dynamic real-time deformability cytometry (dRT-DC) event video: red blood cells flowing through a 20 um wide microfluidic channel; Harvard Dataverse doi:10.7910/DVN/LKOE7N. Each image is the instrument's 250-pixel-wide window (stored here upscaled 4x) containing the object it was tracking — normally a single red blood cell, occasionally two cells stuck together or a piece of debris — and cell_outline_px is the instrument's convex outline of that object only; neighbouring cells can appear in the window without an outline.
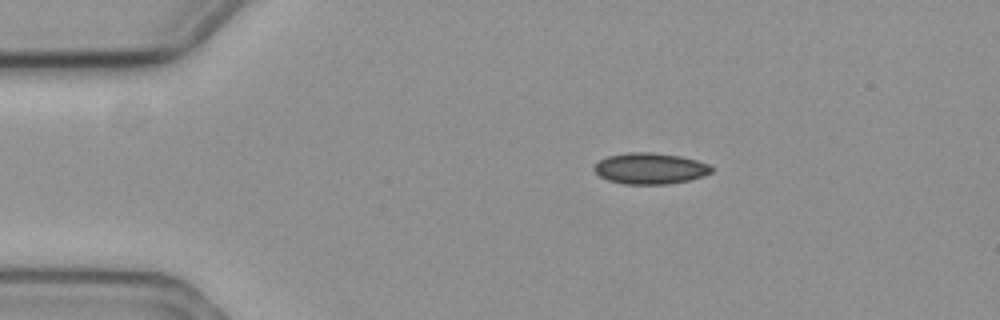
{"species": "common noctule bat (a hibernating species)", "species_latin": "Nyctalus noctula", "temperature_condition": "cold", "stored_images_in_passage": 48, "camera_frame_rate_fps": 3000, "um_per_image_px": 0.085, "animal": {"sex": "female", "body_mass_g": 19.3, "forearm_length_mm": 54.1}, "frame": {"image": 1, "passage_image": 1, "time_ms": 0.0, "image_size_px": [1000, 320], "cell_outline_px": [[712, 172], [704, 176], [688, 180], [668, 184], [624, 184], [608, 180], [600, 176], [592, 168], [600, 160], [608, 156], [632, 152], [648, 152], [680, 156], [696, 160], [708, 164], [712, 168]], "centroid_in_image_um": [55.26, 14.32], "position_along_channel_um": 29.7, "area_um2": 21.1}}
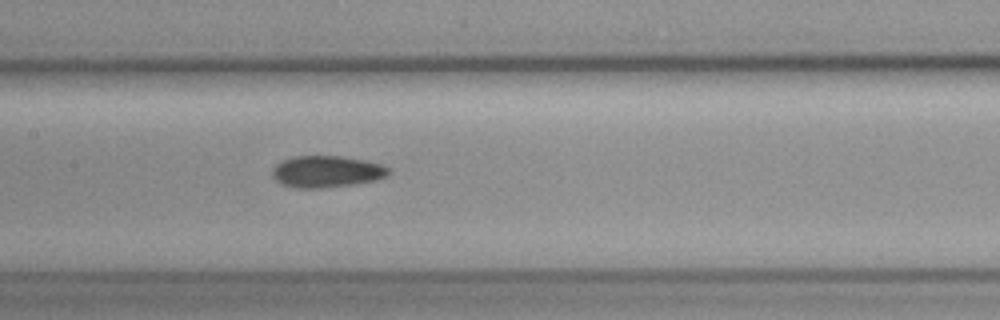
{"frame": {"image": 2, "passage_image": 18, "time_ms": 5.667, "image_size_px": [1000, 320], "cell_outline_px": [[392, 172], [388, 176], [376, 180], [352, 184], [324, 188], [296, 188], [280, 184], [272, 176], [272, 168], [276, 164], [284, 160], [296, 156], [340, 156], [364, 160], [380, 164], [392, 168]], "centroid_in_image_um": [27.79, 14.59], "position_along_channel_um": 179.6, "area_um2": 21.62}}
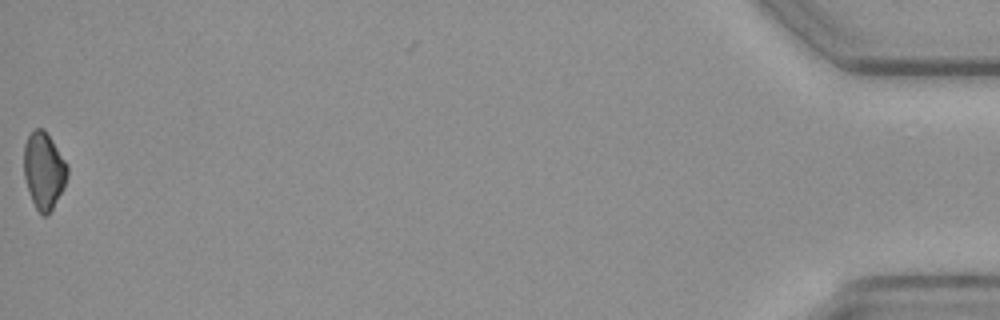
{"frame": {"image": 3, "passage_image": 48, "time_ms": 15.667, "image_size_px": [1000, 320], "cell_outline_px": [[68, 176], [64, 188], [48, 216], [44, 216], [36, 208], [32, 200], [24, 176], [24, 144], [28, 136], [36, 128], [44, 128], [68, 164]], "centroid_in_image_um": [3.75, 14.49], "position_along_channel_um": 431.5, "area_um2": 19.48}}